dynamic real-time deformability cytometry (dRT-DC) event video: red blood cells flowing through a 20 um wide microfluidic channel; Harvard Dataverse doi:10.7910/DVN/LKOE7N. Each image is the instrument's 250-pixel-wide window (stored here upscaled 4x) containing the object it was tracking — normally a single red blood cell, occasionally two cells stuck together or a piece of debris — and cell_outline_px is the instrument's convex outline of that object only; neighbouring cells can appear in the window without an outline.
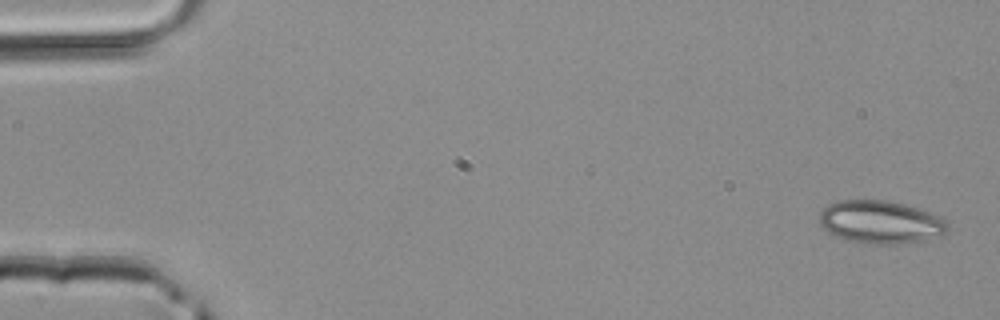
{"species": "common noctule bat (a hibernating species)", "species_latin": "Nyctalus noctula", "temperature_condition": "room temperature", "stored_images_in_passage": 3, "camera_frame_rate_fps": 3000, "um_per_image_px": 0.085, "animal": {"sex": "male", "body_mass_g": 20.4}, "frame": {"image": 1, "passage_image": 1, "time_ms": 0.0, "image_size_px": [1000, 320], "cell_outline_px": [[948, 228], [940, 236], [924, 240], [896, 244], [868, 244], [844, 240], [828, 232], [820, 224], [820, 212], [828, 204], [836, 200], [888, 200], [904, 204], [940, 216], [948, 220]], "centroid_in_image_um": [74.84, 18.88], "position_along_channel_um": 10.2, "area_um2": 32.25}}